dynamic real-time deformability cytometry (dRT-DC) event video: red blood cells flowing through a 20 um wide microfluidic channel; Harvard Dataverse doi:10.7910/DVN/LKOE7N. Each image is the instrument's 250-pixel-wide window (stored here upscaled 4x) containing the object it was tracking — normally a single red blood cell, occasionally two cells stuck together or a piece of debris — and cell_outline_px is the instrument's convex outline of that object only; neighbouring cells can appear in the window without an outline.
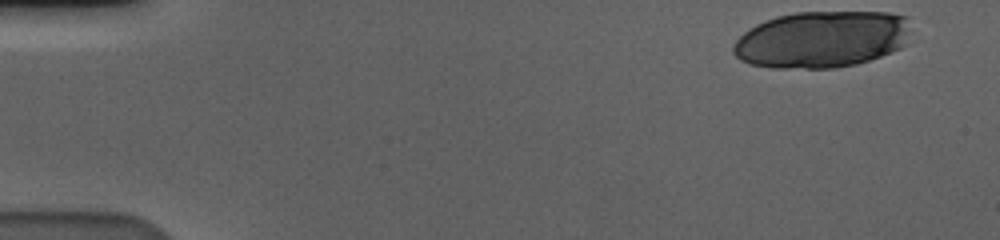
{"species": "human", "species_latin": "Homo sapiens", "temperature_condition": "cold", "stored_images_in_passage": 19, "camera_frame_rate_fps": 3000, "um_per_image_px": 0.085, "donor": {"sex": "male"}, "frame": {"image": 1, "passage_image": 1, "time_ms": 0.0, "image_size_px": [1000, 240], "cell_outline_px": [[908, 44], [892, 52], [856, 64], [836, 68], [772, 68], [748, 64], [740, 60], [732, 52], [732, 48], [736, 40], [748, 28], [764, 20], [776, 16], [796, 12], [888, 12], [904, 16]], "centroid_in_image_um": [69.78, 3.35], "position_along_channel_um": 15.2, "area_um2": 58.84}}